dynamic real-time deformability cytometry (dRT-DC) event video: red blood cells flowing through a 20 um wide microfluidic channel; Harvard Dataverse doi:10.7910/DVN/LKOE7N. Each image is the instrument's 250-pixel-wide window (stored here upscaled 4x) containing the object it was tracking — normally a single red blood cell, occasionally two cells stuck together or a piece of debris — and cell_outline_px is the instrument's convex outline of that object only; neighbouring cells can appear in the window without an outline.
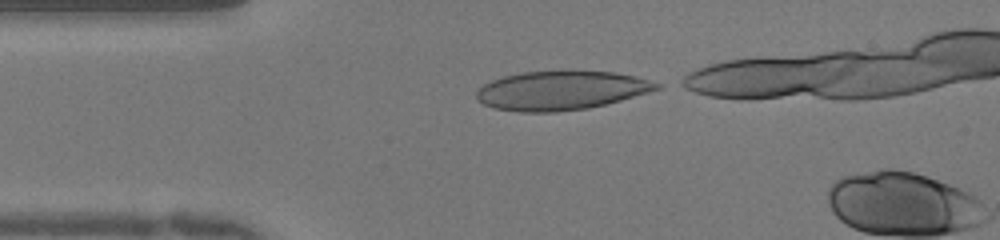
{"species": "human", "species_latin": "Homo sapiens", "temperature_condition": "warm", "stored_images_in_passage": 4, "camera_frame_rate_fps": 3000, "um_per_image_px": 0.085, "donor": {"sex": "female"}, "frame": {"image": 1, "passage_image": 1, "time_ms": 0.0, "image_size_px": [1000, 240], "cell_outline_px": [[664, 84], [660, 88], [648, 92], [620, 100], [588, 108], [556, 112], [520, 112], [492, 108], [476, 100], [476, 92], [484, 84], [492, 80], [504, 76], [524, 72], [560, 68], [564, 68], [616, 72], [636, 76]], "centroid_in_image_um": [47.7, 7.65], "position_along_channel_um": 37.3, "area_um2": 41.96}}